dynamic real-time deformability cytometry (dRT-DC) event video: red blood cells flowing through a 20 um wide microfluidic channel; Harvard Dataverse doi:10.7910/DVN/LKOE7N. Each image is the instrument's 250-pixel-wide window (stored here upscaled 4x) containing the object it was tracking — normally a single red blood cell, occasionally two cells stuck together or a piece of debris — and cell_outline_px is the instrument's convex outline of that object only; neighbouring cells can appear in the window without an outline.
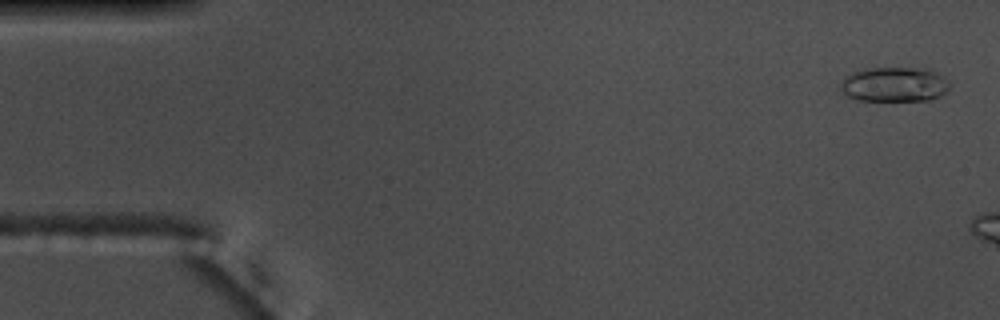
{"species": "common noctule bat (a hibernating species)", "species_latin": "Nyctalus noctula", "temperature_condition": "warm", "stored_images_in_passage": 13, "camera_frame_rate_fps": 3000, "um_per_image_px": 0.085, "animal": {"sex": "male", "body_mass_g": 17.5, "forearm_length_mm": 52.3}, "frame": {"image": 1, "passage_image": 1, "time_ms": 0.0, "image_size_px": [1000, 320], "cell_outline_px": [[948, 88], [940, 96], [928, 100], [856, 100], [848, 96], [840, 88], [840, 84], [852, 72], [864, 68], [932, 68], [944, 76], [948, 80]], "centroid_in_image_um": [76.05, 7.16], "position_along_channel_um": 8.9, "area_um2": 22.08}}